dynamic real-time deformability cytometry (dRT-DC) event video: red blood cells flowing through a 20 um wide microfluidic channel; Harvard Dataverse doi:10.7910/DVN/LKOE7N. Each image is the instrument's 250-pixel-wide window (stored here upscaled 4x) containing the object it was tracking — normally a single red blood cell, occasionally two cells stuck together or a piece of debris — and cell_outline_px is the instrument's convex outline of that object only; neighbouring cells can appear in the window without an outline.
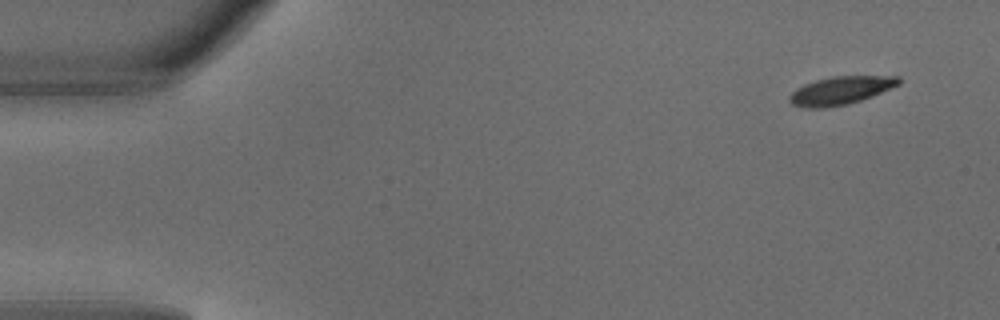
{"species": "common noctule bat (a hibernating species)", "species_latin": "Nyctalus noctula", "temperature_condition": "warm", "stored_images_in_passage": 5, "segment_of_instrument_passage": [1, 2], "camera_frame_rate_fps": 3000, "um_per_image_px": 0.085, "animal": {"sex": "male", "body_mass_g": 18.8}, "frame": {"image": 1, "passage_image": 1, "time_ms": 0.0, "image_size_px": [1000, 320], "cell_outline_px": [[900, 84], [872, 96], [848, 104], [820, 108], [804, 108], [792, 104], [788, 100], [788, 96], [796, 88], [804, 84], [816, 80], [832, 76], [900, 76]], "centroid_in_image_um": [71.42, 7.69], "position_along_channel_um": 13.6, "area_um2": 17.86}}